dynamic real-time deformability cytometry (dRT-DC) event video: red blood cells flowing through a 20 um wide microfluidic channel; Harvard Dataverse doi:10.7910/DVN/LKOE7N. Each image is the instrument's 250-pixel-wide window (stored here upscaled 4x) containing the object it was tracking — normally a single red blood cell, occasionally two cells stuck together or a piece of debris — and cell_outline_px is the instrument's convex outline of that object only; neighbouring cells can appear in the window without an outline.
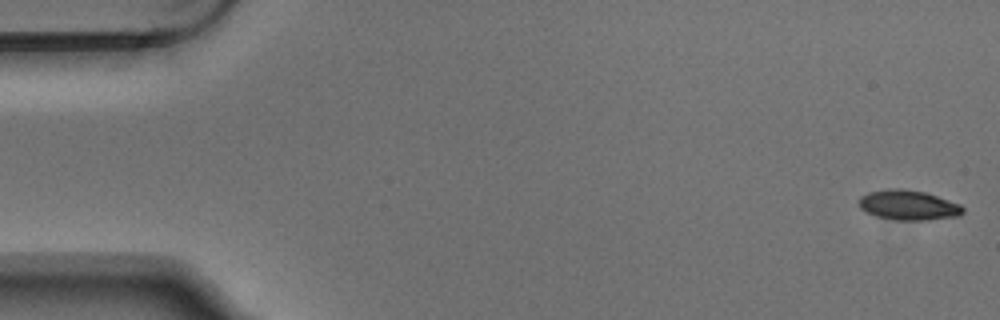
{"species": "Egyptian fruit bat (a non-hibernating species)", "species_latin": "Rousettus aegyptiacus", "temperature_condition": "warm", "stored_images_in_passage": 4, "camera_frame_rate_fps": 3000, "um_per_image_px": 0.085, "animal": {"sex": "male"}, "frame": {"image": 1, "passage_image": 1, "time_ms": 0.0, "image_size_px": [1000, 320], "cell_outline_px": [[964, 212], [960, 216], [928, 220], [896, 220], [876, 216], [860, 208], [860, 196], [868, 192], [888, 188], [904, 188], [924, 192], [960, 204], [964, 208]], "centroid_in_image_um": [77.23, 17.43], "position_along_channel_um": 7.8, "area_um2": 18.15}}
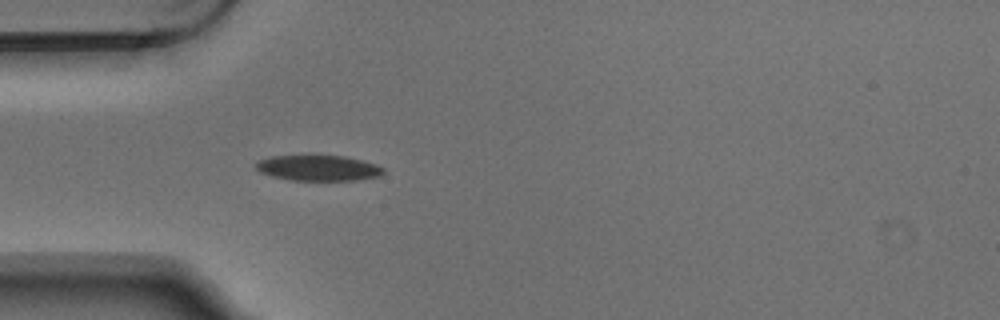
{"frame": {"image": 2, "passage_image": 4, "time_ms": 1.0, "image_size_px": [1000, 320], "cell_outline_px": [[384, 172], [380, 176], [352, 180], [292, 180], [272, 176], [260, 172], [256, 168], [256, 160], [272, 156], [344, 156], [376, 164], [384, 168]], "centroid_in_image_um": [27.04, 14.28], "position_along_channel_um": 58.0, "area_um2": 18.79}}